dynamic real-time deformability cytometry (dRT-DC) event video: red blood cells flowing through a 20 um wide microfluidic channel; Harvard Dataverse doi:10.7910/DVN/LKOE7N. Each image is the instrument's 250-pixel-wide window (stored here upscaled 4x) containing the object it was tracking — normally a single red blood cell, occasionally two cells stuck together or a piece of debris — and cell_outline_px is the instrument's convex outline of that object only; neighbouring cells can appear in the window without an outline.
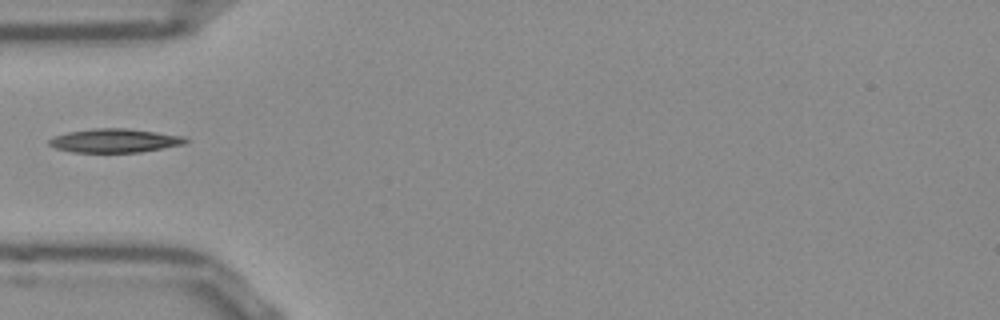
{"species": "Egyptian fruit bat (a non-hibernating species)", "species_latin": "Rousettus aegyptiacus", "temperature_condition": "room temperature", "stored_images_in_passage": 37, "camera_frame_rate_fps": 3000, "um_per_image_px": 0.085, "frame": {"image": 1, "passage_image": 1, "time_ms": 0.0, "image_size_px": [1000, 320], "cell_outline_px": [[188, 140], [184, 144], [140, 152], [72, 152], [56, 148], [48, 144], [48, 140], [56, 136], [68, 132], [92, 128], [128, 128], [184, 136]], "centroid_in_image_um": [9.75, 11.95], "position_along_channel_um": 75.3, "area_um2": 18.79}}
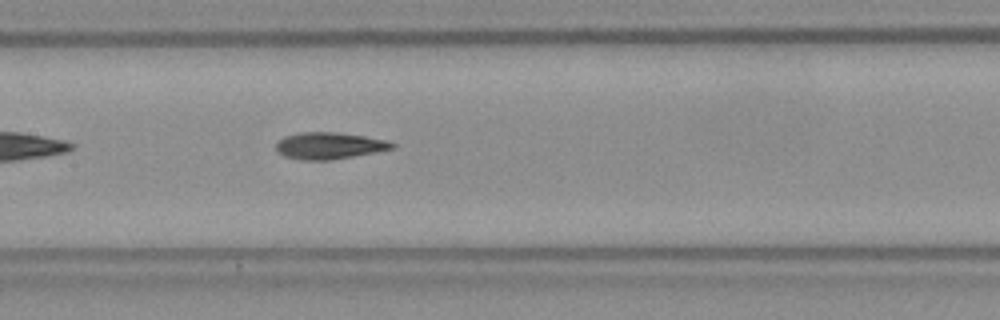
{"frame": {"image": 2, "passage_image": 9, "time_ms": 2.667, "image_size_px": [1000, 320], "cell_outline_px": [[396, 148], [376, 152], [332, 160], [300, 160], [284, 156], [276, 148], [276, 144], [284, 136], [300, 132], [336, 132], [364, 136], [384, 140], [396, 144]], "centroid_in_image_um": [27.99, 12.39], "position_along_channel_um": 179.4, "area_um2": 18.03}}
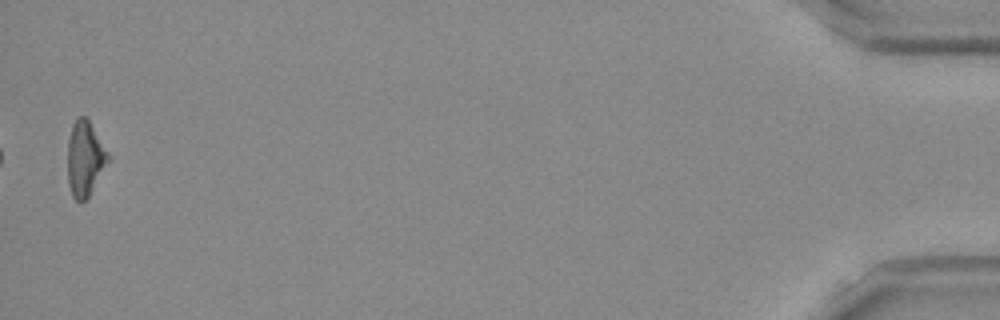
{"frame": {"image": 3, "passage_image": 36, "time_ms": 11.667, "image_size_px": [1000, 320], "cell_outline_px": [[112, 160], [88, 196], [80, 204], [72, 196], [68, 184], [68, 140], [72, 124], [76, 116], [84, 116], [88, 120], [112, 156]], "centroid_in_image_um": [7.26, 13.49], "position_along_channel_um": 427.9, "area_um2": 18.15}}